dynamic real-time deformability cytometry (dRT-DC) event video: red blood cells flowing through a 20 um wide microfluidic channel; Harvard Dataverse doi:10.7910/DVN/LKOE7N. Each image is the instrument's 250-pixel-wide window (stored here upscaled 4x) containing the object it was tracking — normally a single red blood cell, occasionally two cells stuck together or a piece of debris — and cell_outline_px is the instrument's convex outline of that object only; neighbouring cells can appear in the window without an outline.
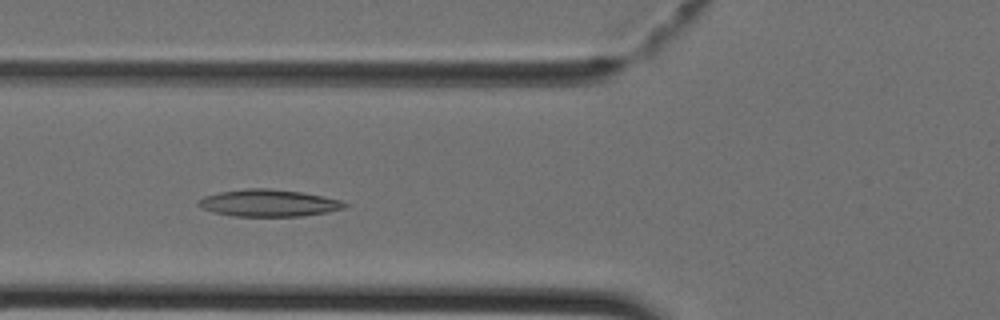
{"species": "Egyptian fruit bat (a non-hibernating species)", "species_latin": "Rousettus aegyptiacus", "temperature_condition": "cold", "stored_images_in_passage": 39, "camera_frame_rate_fps": 3000, "um_per_image_px": 0.085, "animal": {"sex": "female"}, "frame": {"image": 1, "passage_image": 12, "time_ms": 3.667, "image_size_px": [1000, 320], "cell_outline_px": [[348, 204], [344, 208], [328, 212], [300, 216], [232, 216], [212, 212], [200, 208], [196, 204], [204, 196], [220, 192], [248, 188], [268, 188], [300, 192], [340, 200]], "centroid_in_image_um": [22.79, 17.26], "position_along_channel_um": 103.0, "area_um2": 22.89}}
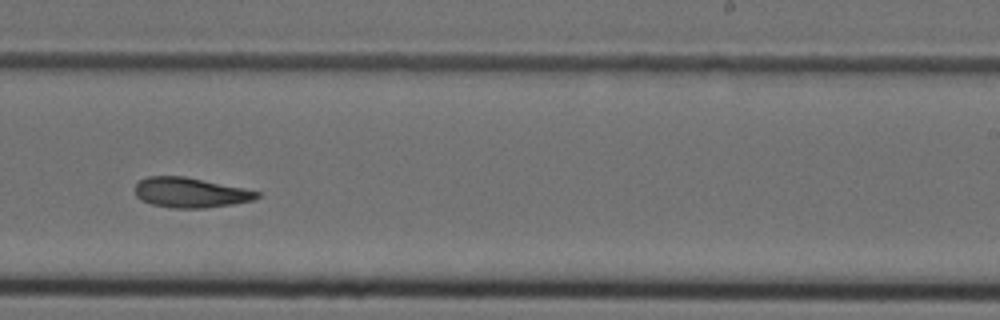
{"frame": {"image": 2, "passage_image": 23, "time_ms": 7.333, "image_size_px": [1000, 320], "cell_outline_px": [[260, 196], [252, 200], [232, 204], [204, 208], [172, 208], [152, 204], [140, 200], [136, 196], [136, 184], [140, 180], [148, 176], [184, 176], [244, 188], [260, 192]], "centroid_in_image_um": [16.17, 16.37], "position_along_channel_um": 272.8, "area_um2": 21.21}}
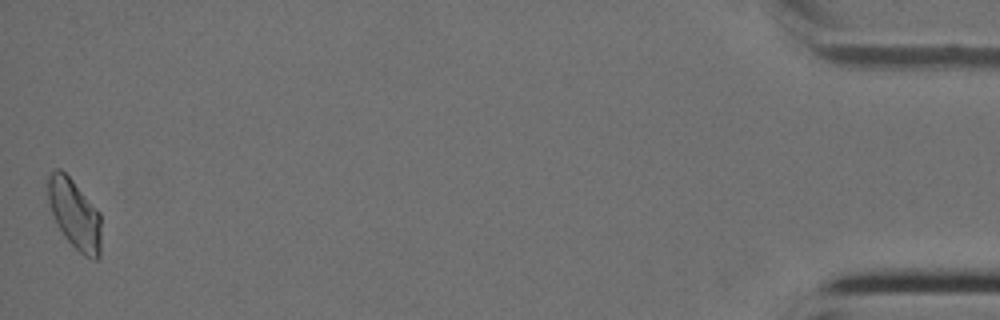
{"frame": {"image": 3, "passage_image": 39, "time_ms": 12.667, "image_size_px": [1000, 320], "cell_outline_px": [[100, 256], [96, 260], [92, 260], [84, 256], [64, 236], [56, 224], [48, 200], [48, 176], [56, 168], [60, 168], [72, 180], [100, 212]], "centroid_in_image_um": [6.35, 18.22], "position_along_channel_um": 428.9, "area_um2": 21.44}}